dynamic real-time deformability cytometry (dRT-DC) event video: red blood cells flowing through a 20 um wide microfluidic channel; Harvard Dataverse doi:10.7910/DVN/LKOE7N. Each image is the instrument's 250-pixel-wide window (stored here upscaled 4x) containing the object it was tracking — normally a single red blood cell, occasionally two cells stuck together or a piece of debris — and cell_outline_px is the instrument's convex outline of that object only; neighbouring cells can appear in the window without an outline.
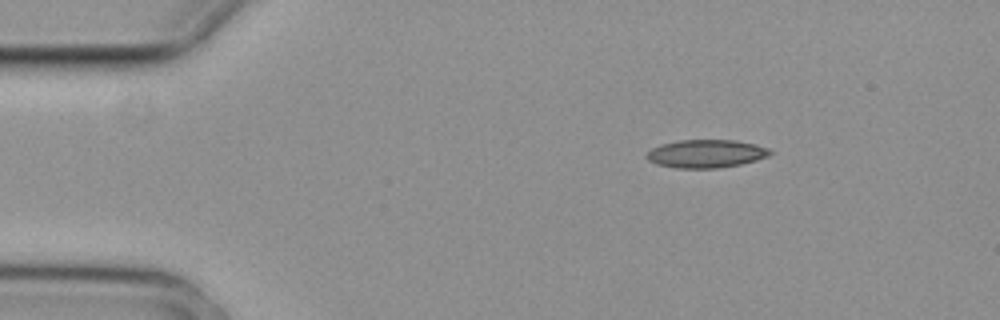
{"species": "common noctule bat (a hibernating species)", "species_latin": "Nyctalus noctula", "temperature_condition": "cold", "stored_images_in_passage": 3, "camera_frame_rate_fps": 3000, "um_per_image_px": 0.085, "animal": {"sex": "female", "body_mass_g": 29.2, "forearm_length_mm": 56.3}, "frame": {"image": 1, "passage_image": 1, "time_ms": 0.0, "image_size_px": [1000, 320], "cell_outline_px": [[772, 152], [768, 156], [756, 160], [740, 164], [716, 168], [676, 168], [656, 164], [648, 160], [644, 156], [652, 148], [660, 144], [680, 140], [736, 140], [756, 144], [768, 148]], "centroid_in_image_um": [59.99, 13.06], "position_along_channel_um": 25.0, "area_um2": 20.23}}